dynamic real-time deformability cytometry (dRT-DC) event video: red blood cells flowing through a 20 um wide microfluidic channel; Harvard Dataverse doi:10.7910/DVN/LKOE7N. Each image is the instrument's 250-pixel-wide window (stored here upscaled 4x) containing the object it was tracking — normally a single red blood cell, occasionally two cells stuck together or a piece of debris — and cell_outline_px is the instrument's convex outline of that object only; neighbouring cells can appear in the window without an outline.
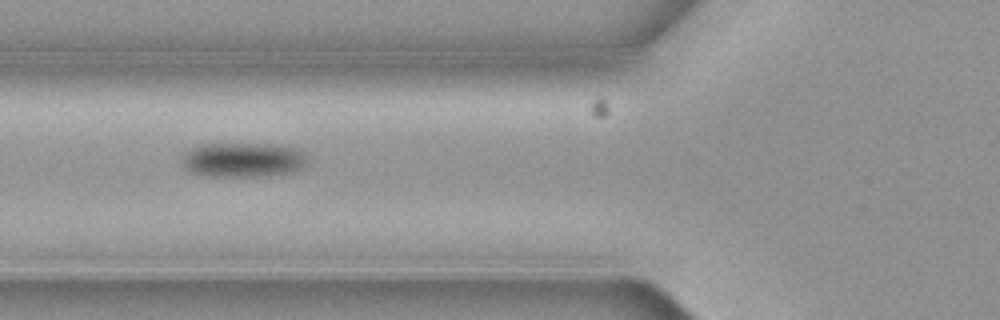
{"species": "common noctule bat (a hibernating species)", "species_latin": "Nyctalus noctula", "temperature_condition": "cold", "stored_images_in_passage": 8, "camera_frame_rate_fps": 3000, "um_per_image_px": 0.085, "animal": {"sex": "female", "body_mass_g": 19.3, "forearm_length_mm": 54.1}, "frame": {"image": 1, "passage_image": 7, "time_ms": 2.0, "image_size_px": [1000, 320], "cell_outline_px": [[308, 160], [300, 168], [292, 172], [264, 176], [200, 176], [192, 172], [184, 164], [184, 152], [196, 144], [280, 144], [296, 148]], "centroid_in_image_um": [20.64, 13.58], "position_along_channel_um": 105.2, "area_um2": 25.2}}
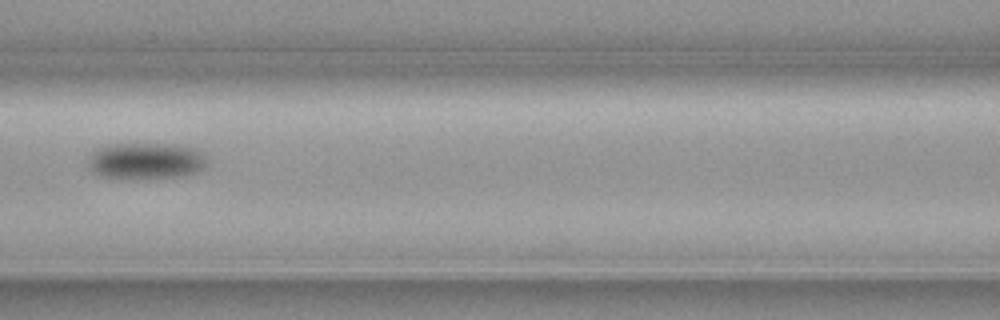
{"frame": {"image": 2, "passage_image": 8, "time_ms": 2.333, "image_size_px": [1000, 320], "cell_outline_px": [[204, 164], [196, 172], [180, 176], [100, 176], [92, 172], [88, 168], [88, 156], [96, 148], [108, 144], [172, 144], [196, 148], [204, 156]], "centroid_in_image_um": [12.32, 13.62], "position_along_channel_um": 154.3, "area_um2": 24.39}}